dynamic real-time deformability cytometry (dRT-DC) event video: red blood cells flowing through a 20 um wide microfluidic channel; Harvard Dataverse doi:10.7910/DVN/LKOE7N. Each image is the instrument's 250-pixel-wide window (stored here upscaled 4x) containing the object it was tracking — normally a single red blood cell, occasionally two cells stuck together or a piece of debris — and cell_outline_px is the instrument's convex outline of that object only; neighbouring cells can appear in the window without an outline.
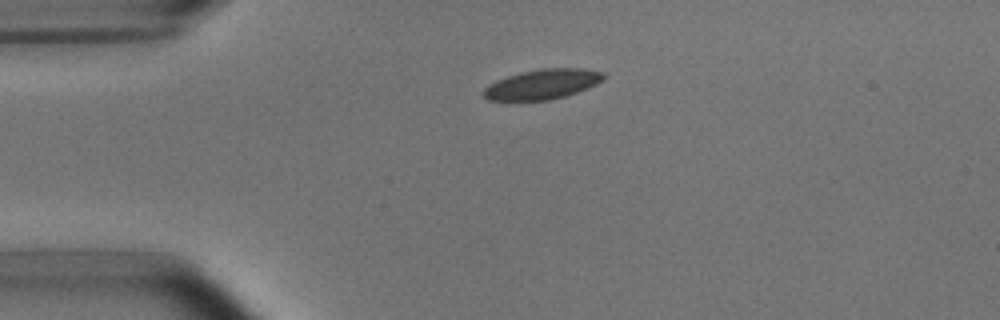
{"species": "common noctule bat (a hibernating species)", "species_latin": "Nyctalus noctula", "temperature_condition": "room temperature", "stored_images_in_passage": 1, "camera_frame_rate_fps": 3000, "um_per_image_px": 0.085, "animal": {"sex": "male", "body_mass_g": 15.6}, "frame": {"image": 1, "passage_image": 1, "time_ms": 0.0, "image_size_px": [1000, 320], "cell_outline_px": [[608, 76], [604, 80], [588, 88], [564, 96], [548, 100], [488, 100], [484, 96], [484, 88], [488, 84], [496, 80], [520, 72], [540, 68], [584, 68], [604, 72]], "centroid_in_image_um": [46.15, 7.14], "position_along_channel_um": 38.9, "area_um2": 21.04}}